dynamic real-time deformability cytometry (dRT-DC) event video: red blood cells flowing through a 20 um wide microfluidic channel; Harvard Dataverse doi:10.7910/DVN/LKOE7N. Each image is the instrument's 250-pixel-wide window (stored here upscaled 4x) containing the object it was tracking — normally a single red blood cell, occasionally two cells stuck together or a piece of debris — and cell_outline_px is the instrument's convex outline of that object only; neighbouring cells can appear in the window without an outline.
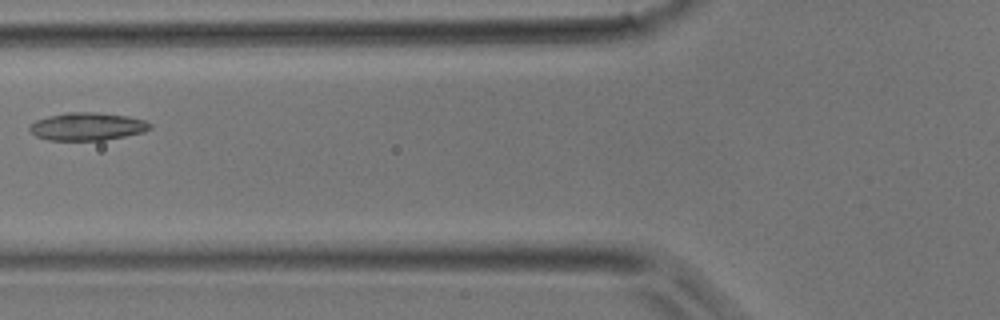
{"species": "common noctule bat (a hibernating species)", "species_latin": "Nyctalus noctula", "temperature_condition": "room temperature", "stored_images_in_passage": 6, "camera_frame_rate_fps": 3000, "um_per_image_px": 0.085, "animal": {"sex": "male", "body_mass_g": 17.9}, "frame": {"image": 1, "passage_image": 6, "time_ms": 5.667, "image_size_px": [1000, 320], "cell_outline_px": [[152, 128], [144, 132], [104, 140], [48, 140], [36, 136], [28, 128], [36, 120], [48, 116], [68, 112], [92, 112], [128, 116], [144, 120], [152, 124]], "centroid_in_image_um": [7.44, 10.75], "position_along_channel_um": 118.4, "area_um2": 19.42}}